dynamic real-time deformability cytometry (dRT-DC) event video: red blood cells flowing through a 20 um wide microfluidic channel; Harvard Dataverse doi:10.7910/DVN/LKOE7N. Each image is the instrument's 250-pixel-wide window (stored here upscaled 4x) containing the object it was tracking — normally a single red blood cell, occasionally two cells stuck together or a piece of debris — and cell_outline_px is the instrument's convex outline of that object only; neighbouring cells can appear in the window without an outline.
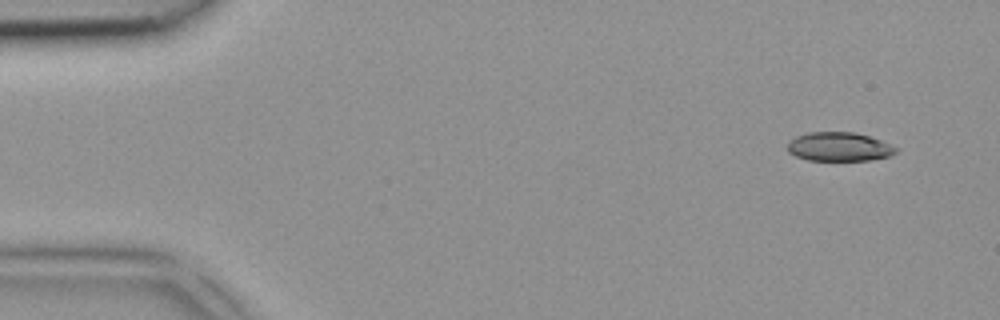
{"species": "common noctule bat (a hibernating species)", "species_latin": "Nyctalus noctula", "temperature_condition": "room temperature", "stored_images_in_passage": 5, "camera_frame_rate_fps": 3000, "um_per_image_px": 0.085, "animal": {"sex": "female", "body_mass_g": 18.4}, "frame": {"image": 1, "passage_image": 1, "time_ms": 0.0, "image_size_px": [1000, 320], "cell_outline_px": [[900, 148], [892, 156], [868, 160], [808, 160], [796, 156], [788, 152], [788, 140], [796, 136], [808, 132], [856, 132], [880, 140]], "centroid_in_image_um": [71.33, 12.47], "position_along_channel_um": 13.7, "area_um2": 18.38}}
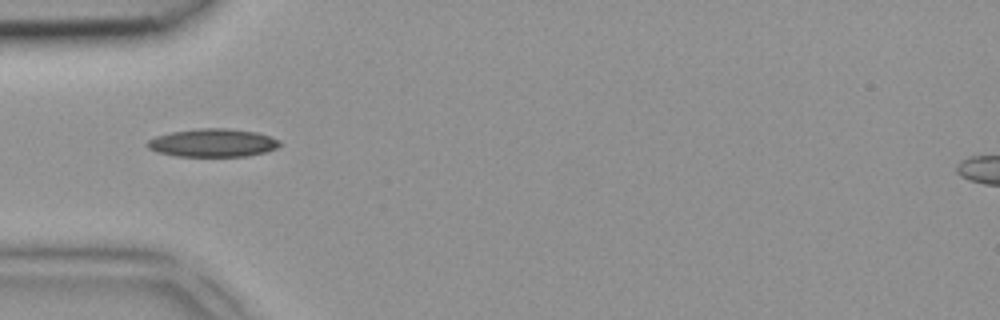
{"frame": {"image": 2, "passage_image": 4, "time_ms": 1.0, "image_size_px": [1000, 320], "cell_outline_px": [[280, 144], [276, 148], [264, 152], [248, 156], [176, 156], [160, 152], [148, 148], [148, 140], [156, 136], [172, 132], [200, 128], [228, 128], [256, 132], [280, 140]], "centroid_in_image_um": [18.1, 12.14], "position_along_channel_um": 66.9, "area_um2": 21.44}}